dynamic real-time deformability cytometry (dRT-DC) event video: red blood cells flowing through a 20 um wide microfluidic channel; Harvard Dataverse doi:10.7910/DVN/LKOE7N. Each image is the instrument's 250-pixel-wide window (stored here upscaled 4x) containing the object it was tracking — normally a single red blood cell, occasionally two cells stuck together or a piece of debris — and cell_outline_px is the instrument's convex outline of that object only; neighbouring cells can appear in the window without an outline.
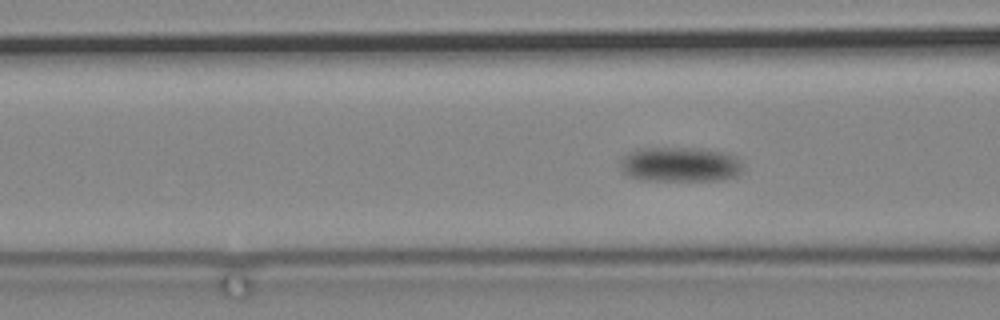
{"species": "common noctule bat (a hibernating species)", "species_latin": "Nyctalus noctula", "temperature_condition": "cold", "stored_images_in_passage": 104, "camera_frame_rate_fps": 3000, "um_per_image_px": 0.085, "animal": {"sex": "male", "body_mass_g": 19.2, "forearm_length_mm": 51.8}, "frame": {"image": 1, "passage_image": 52, "time_ms": 17.0, "image_size_px": [1000, 320], "cell_outline_px": [[744, 168], [736, 176], [716, 180], [640, 180], [628, 176], [620, 172], [620, 160], [624, 156], [636, 148], [704, 148], [728, 152], [736, 156], [744, 164]], "centroid_in_image_um": [57.81, 13.97], "position_along_channel_um": 108.8, "area_um2": 25.37}}
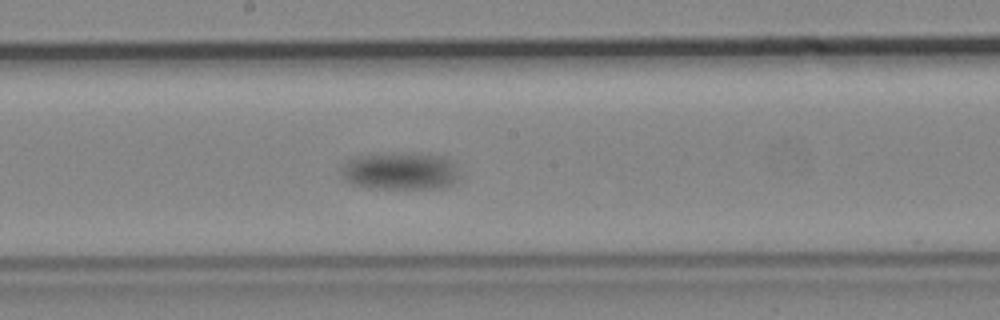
{"frame": {"image": 2, "passage_image": 65, "time_ms": 21.333, "image_size_px": [1000, 320], "cell_outline_px": [[460, 176], [456, 180], [440, 188], [368, 188], [352, 184], [344, 180], [340, 172], [340, 168], [352, 156], [380, 152], [392, 152], [448, 156], [456, 160]], "centroid_in_image_um": [34.01, 14.5], "position_along_channel_um": 214.2, "area_um2": 26.65}}
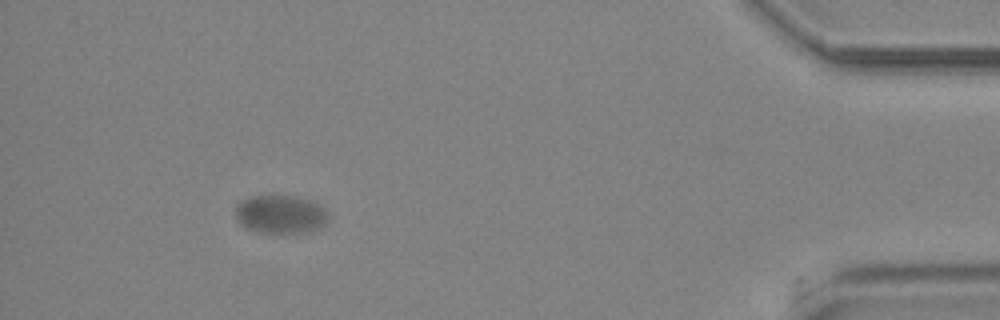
{"frame": {"image": 3, "passage_image": 97, "time_ms": 32.0, "image_size_px": [1000, 320], "cell_outline_px": [[328, 220], [320, 228], [308, 232], [260, 232], [248, 228], [240, 224], [236, 216], [236, 204], [252, 196], [296, 196], [312, 200], [320, 204], [328, 212]], "centroid_in_image_um": [23.89, 18.2], "position_along_channel_um": 411.3, "area_um2": 20.69}}